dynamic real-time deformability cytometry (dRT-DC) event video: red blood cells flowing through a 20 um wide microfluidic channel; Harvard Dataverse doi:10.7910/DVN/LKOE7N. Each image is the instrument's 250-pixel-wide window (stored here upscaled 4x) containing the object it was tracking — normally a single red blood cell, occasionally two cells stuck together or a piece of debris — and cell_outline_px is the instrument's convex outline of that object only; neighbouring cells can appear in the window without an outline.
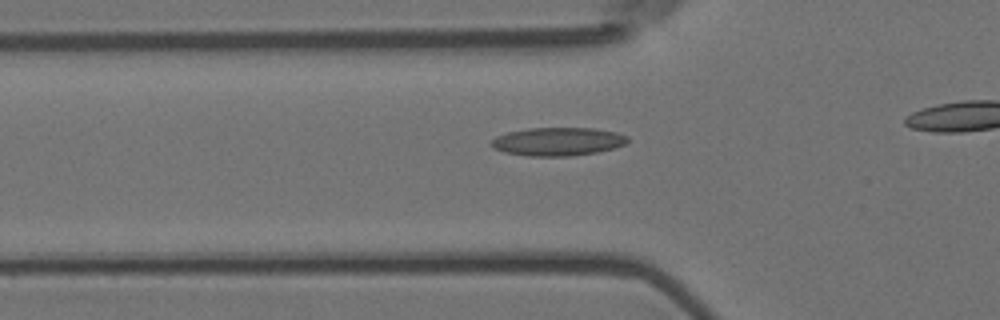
{"species": "Egyptian fruit bat (a non-hibernating species)", "species_latin": "Rousettus aegyptiacus", "temperature_condition": "room temperature", "stored_images_in_passage": 33, "camera_frame_rate_fps": 3000, "um_per_image_px": 0.085, "animal": {"sex": "female"}, "frame": {"image": 1, "passage_image": 6, "time_ms": 1.667, "image_size_px": [1000, 320], "cell_outline_px": [[628, 140], [624, 144], [612, 148], [596, 152], [572, 156], [528, 156], [504, 152], [492, 148], [492, 140], [496, 136], [508, 132], [528, 128], [592, 128], [616, 132], [628, 136]], "centroid_in_image_um": [47.39, 12.03], "position_along_channel_um": 78.4, "area_um2": 22.37}}
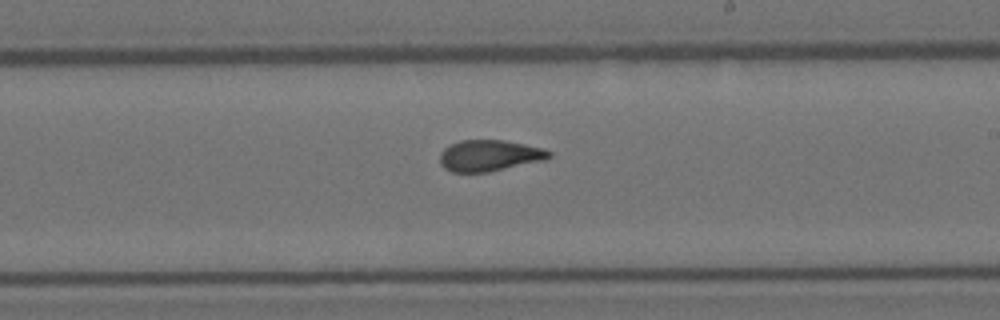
{"frame": {"image": 2, "passage_image": 20, "time_ms": 6.333, "image_size_px": [1000, 320], "cell_outline_px": [[552, 156], [544, 160], [488, 172], [452, 172], [444, 168], [440, 164], [440, 152], [444, 148], [460, 140], [504, 140], [544, 148], [552, 152]], "centroid_in_image_um": [41.6, 13.22], "position_along_channel_um": 247.4, "area_um2": 19.88}}
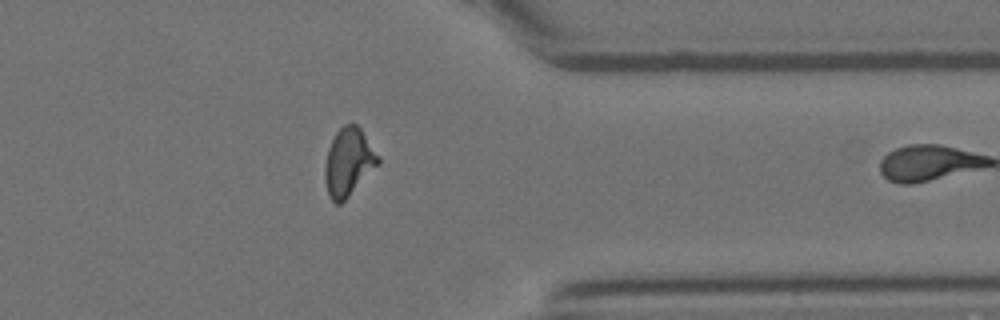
{"frame": {"image": 3, "passage_image": 32, "time_ms": 10.333, "image_size_px": [1000, 320], "cell_outline_px": [[380, 164], [340, 204], [336, 204], [328, 196], [324, 180], [324, 164], [328, 148], [336, 132], [344, 124], [356, 124], [360, 128], [380, 156]], "centroid_in_image_um": [29.62, 13.78], "position_along_channel_um": 381.8, "area_um2": 21.15}}